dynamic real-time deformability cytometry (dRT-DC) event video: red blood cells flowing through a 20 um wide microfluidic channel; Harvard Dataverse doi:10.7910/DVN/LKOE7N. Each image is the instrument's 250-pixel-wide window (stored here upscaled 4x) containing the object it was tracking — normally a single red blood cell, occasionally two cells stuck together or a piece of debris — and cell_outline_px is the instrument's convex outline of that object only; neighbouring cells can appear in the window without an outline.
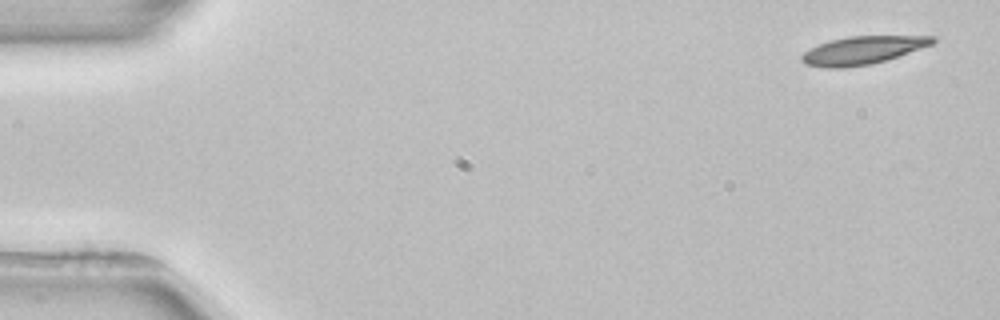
{"species": "common noctule bat (a hibernating species)", "species_latin": "Nyctalus noctula", "temperature_condition": "room temperature", "stored_images_in_passage": 3, "camera_frame_rate_fps": 3000, "um_per_image_px": 0.085, "animal": {"sex": "female", "body_mass_g": 22.7, "forearm_length_mm": 54.2}, "frame": {"image": 1, "passage_image": 1, "time_ms": 0.0, "image_size_px": [1000, 320], "cell_outline_px": [[936, 40], [932, 44], [872, 64], [844, 68], [824, 68], [804, 64], [800, 60], [800, 56], [804, 52], [820, 44], [832, 40], [848, 36], [936, 36]], "centroid_in_image_um": [73.27, 4.28], "position_along_channel_um": 11.7, "area_um2": 21.1}}